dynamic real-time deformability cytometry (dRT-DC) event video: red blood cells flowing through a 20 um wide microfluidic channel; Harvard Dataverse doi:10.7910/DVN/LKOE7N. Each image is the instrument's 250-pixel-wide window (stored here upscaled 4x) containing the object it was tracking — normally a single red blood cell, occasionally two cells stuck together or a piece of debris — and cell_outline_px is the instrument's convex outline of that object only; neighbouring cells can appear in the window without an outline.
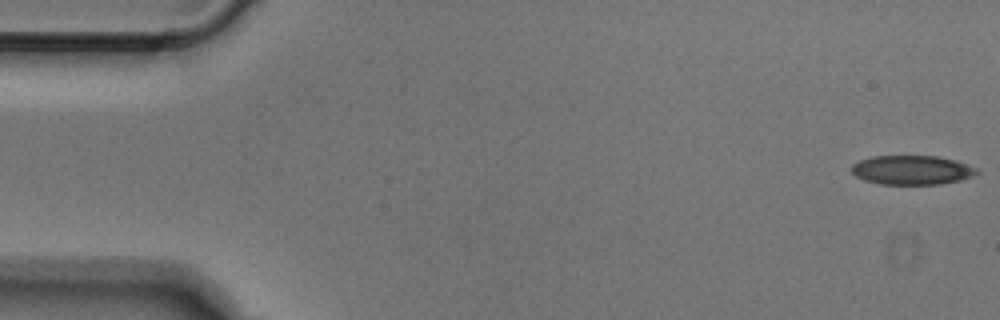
{"species": "Egyptian fruit bat (a non-hibernating species)", "species_latin": "Rousettus aegyptiacus", "temperature_condition": "cold", "stored_images_in_passage": 50, "camera_frame_rate_fps": 3000, "um_per_image_px": 0.085, "animal": {"sex": "male"}, "frame": {"image": 1, "passage_image": 1, "time_ms": 0.0, "image_size_px": [1000, 320], "cell_outline_px": [[980, 172], [972, 176], [960, 180], [940, 184], [876, 184], [864, 180], [856, 176], [852, 172], [852, 164], [860, 160], [872, 156], [936, 156], [956, 160], [976, 168]], "centroid_in_image_um": [77.5, 14.45], "position_along_channel_um": 7.5, "area_um2": 21.33}}
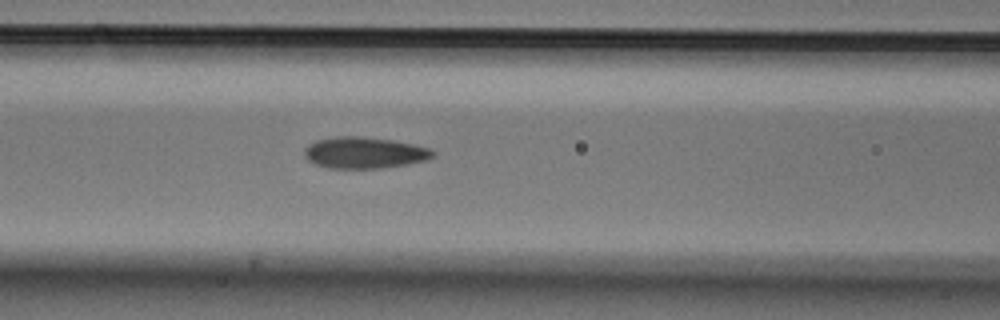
{"frame": {"image": 2, "passage_image": 20, "time_ms": 6.333, "image_size_px": [1000, 320], "cell_outline_px": [[436, 156], [428, 160], [380, 168], [328, 168], [316, 164], [308, 160], [304, 156], [304, 148], [308, 144], [316, 140], [336, 136], [360, 136], [392, 140], [412, 144], [428, 148], [436, 152]], "centroid_in_image_um": [30.96, 12.97], "position_along_channel_um": 135.6, "area_um2": 23.52}}
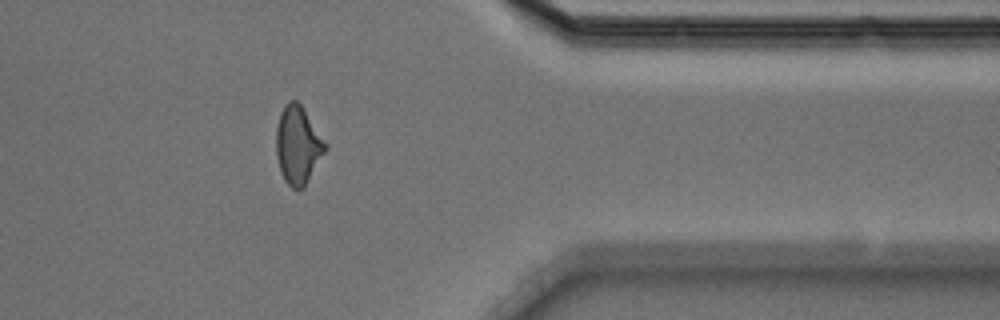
{"frame": {"image": 3, "passage_image": 40, "time_ms": 13.0, "image_size_px": [1000, 320], "cell_outline_px": [[328, 148], [304, 188], [292, 188], [284, 180], [280, 172], [276, 152], [276, 128], [280, 112], [288, 100], [296, 100], [300, 104], [328, 144]], "centroid_in_image_um": [25.33, 12.34], "position_along_channel_um": 386.1, "area_um2": 22.43}}